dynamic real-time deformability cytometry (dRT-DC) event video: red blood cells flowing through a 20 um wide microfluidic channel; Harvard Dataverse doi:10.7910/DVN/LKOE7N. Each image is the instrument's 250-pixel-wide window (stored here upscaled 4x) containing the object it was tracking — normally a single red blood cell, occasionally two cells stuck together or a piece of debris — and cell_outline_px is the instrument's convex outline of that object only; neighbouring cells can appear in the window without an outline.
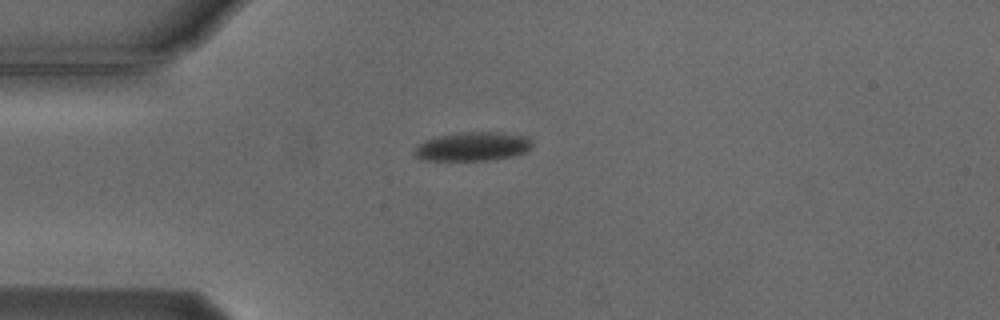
{"species": "Egyptian fruit bat (a non-hibernating species)", "species_latin": "Rousettus aegyptiacus", "temperature_condition": "cold", "stored_images_in_passage": 4, "camera_frame_rate_fps": 3000, "um_per_image_px": 0.085, "animal": {"sex": "male"}, "frame": {"image": 1, "passage_image": 1, "time_ms": 0.0, "image_size_px": [1000, 320], "cell_outline_px": [[532, 144], [524, 152], [512, 156], [484, 160], [424, 160], [416, 156], [412, 152], [416, 144], [424, 140], [436, 136], [460, 132], [496, 132], [528, 136], [532, 140]], "centroid_in_image_um": [40.11, 12.44], "position_along_channel_um": 44.9, "area_um2": 19.83}}